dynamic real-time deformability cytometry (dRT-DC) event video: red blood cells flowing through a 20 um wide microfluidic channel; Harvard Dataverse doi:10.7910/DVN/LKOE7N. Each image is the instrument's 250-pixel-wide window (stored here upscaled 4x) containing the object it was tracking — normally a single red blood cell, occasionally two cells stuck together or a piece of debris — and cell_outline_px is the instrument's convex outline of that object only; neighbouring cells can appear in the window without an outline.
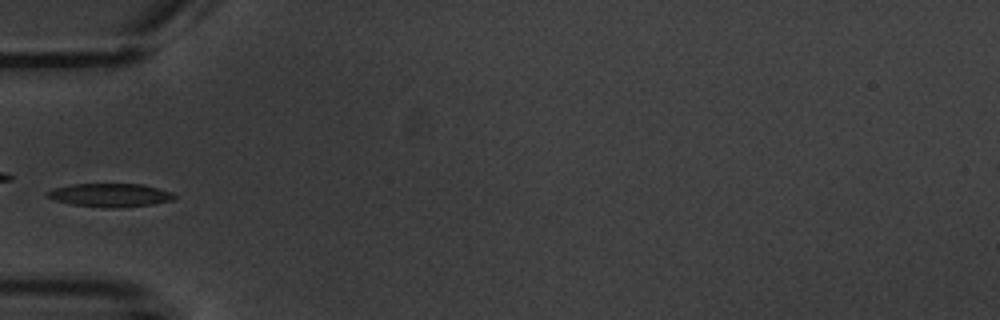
{"species": "common noctule bat (a hibernating species)", "species_latin": "Nyctalus noctula", "temperature_condition": "warm", "stored_images_in_passage": 5, "camera_frame_rate_fps": 3000, "um_per_image_px": 0.085, "animal": {"sex": "male", "body_mass_g": 20.1, "forearm_length_mm": 53.5}, "frame": {"image": 1, "passage_image": 5, "time_ms": 5.667, "image_size_px": [1000, 320], "cell_outline_px": [[176, 196], [172, 200], [152, 204], [120, 208], [104, 208], [72, 204], [56, 200], [44, 196], [44, 192], [52, 188], [72, 184], [140, 184], [172, 192]], "centroid_in_image_um": [9.3, 16.59], "position_along_channel_um": 75.7, "area_um2": 17.4}}